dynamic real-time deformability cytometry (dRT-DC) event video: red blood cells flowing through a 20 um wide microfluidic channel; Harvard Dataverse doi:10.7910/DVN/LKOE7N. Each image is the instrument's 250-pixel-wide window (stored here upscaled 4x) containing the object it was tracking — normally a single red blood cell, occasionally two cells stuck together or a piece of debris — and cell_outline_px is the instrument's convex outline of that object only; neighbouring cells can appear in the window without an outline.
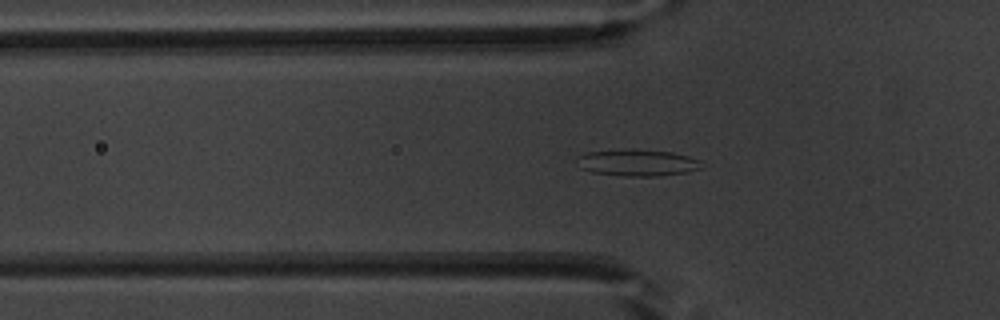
{"species": "common noctule bat (a hibernating species)", "species_latin": "Nyctalus noctula", "temperature_condition": "warm", "stored_images_in_passage": 54, "camera_frame_rate_fps": 3000, "um_per_image_px": 0.085, "animal": {"sex": "male", "body_mass_g": 20.1, "forearm_length_mm": 53.5}, "frame": {"image": 1, "passage_image": 18, "time_ms": 5.667, "image_size_px": [1000, 320], "cell_outline_px": [[704, 168], [688, 172], [656, 176], [624, 176], [592, 172], [580, 168], [576, 156], [588, 152], [632, 148], [636, 148], [672, 152], [688, 156], [700, 160]], "centroid_in_image_um": [54.2, 13.82], "position_along_channel_um": 71.6, "area_um2": 19.65}}
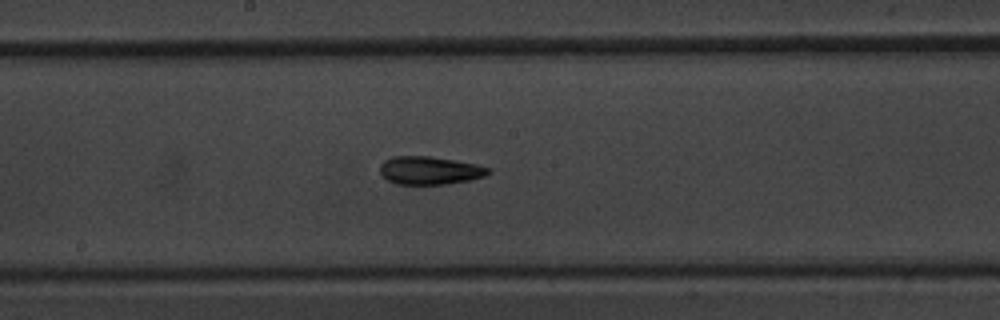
{"frame": {"image": 2, "passage_image": 29, "time_ms": 9.333, "image_size_px": [1000, 320], "cell_outline_px": [[492, 172], [484, 176], [468, 180], [448, 184], [396, 184], [388, 180], [380, 172], [380, 164], [384, 160], [392, 156], [428, 156], [476, 164], [492, 168]], "centroid_in_image_um": [36.53, 14.48], "position_along_channel_um": 211.7, "area_um2": 17.69}}
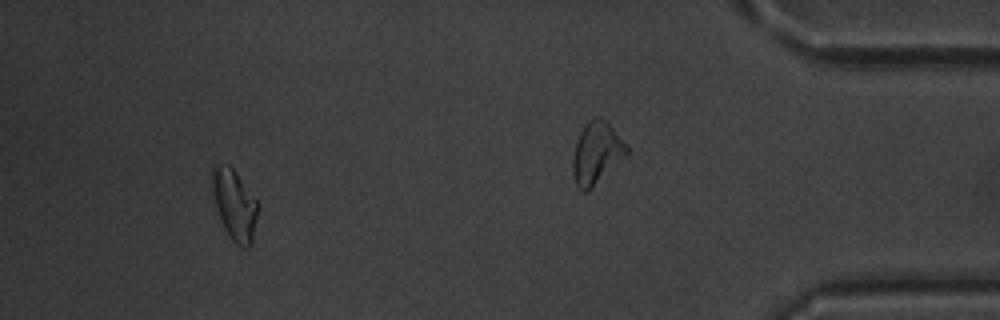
{"frame": {"image": 3, "passage_image": 50, "time_ms": 16.333, "image_size_px": [1000, 320], "cell_outline_px": [[260, 204], [252, 244], [248, 248], [240, 248], [228, 236], [220, 220], [216, 208], [212, 192], [212, 168], [216, 164], [228, 164], [236, 172]], "centroid_in_image_um": [19.95, 17.44], "position_along_channel_um": 415.2, "area_um2": 19.19}, "authors_computed_cell_mechanics": {"area_um2": 18.1203, "velocity_mm_per_s": 3.7985, "shape_relaxation_time_tau1_ms": 4.5774, "shape_relaxation_time_tau2_ms": 8.4252, "deformation_change_tau1": 0.1475, "deformation_change_tau2": 0.1601}}